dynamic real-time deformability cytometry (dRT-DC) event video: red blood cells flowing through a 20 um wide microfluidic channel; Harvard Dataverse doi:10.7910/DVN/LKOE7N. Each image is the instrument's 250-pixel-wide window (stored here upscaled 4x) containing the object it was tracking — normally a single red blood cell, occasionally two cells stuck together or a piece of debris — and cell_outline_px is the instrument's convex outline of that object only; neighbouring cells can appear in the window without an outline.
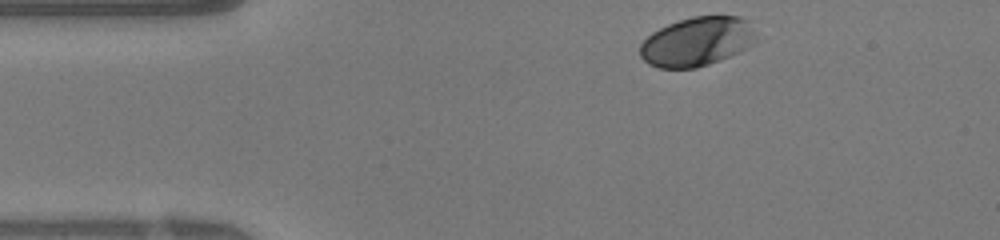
{"species": "human", "species_latin": "Homo sapiens", "temperature_condition": "warm", "stored_images_in_passage": 33, "camera_frame_rate_fps": 3000, "um_per_image_px": 0.085, "donor": {"sex": "female"}, "frame": {"image": 1, "passage_image": 1, "time_ms": 0.0, "image_size_px": [1000, 240], "cell_outline_px": [[756, 36], [748, 48], [740, 52], [720, 60], [696, 68], [656, 68], [648, 64], [640, 56], [640, 44], [652, 32], [668, 24], [692, 16], [740, 16], [748, 20]], "centroid_in_image_um": [59.23, 3.54], "position_along_channel_um": 25.8, "area_um2": 33.23}}
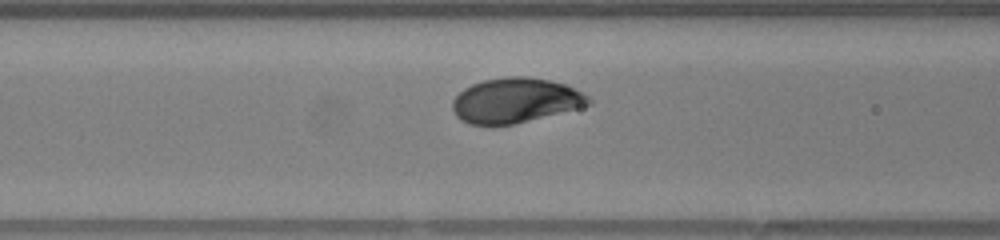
{"frame": {"image": 2, "passage_image": 12, "time_ms": 3.667, "image_size_px": [1000, 240], "cell_outline_px": [[592, 104], [512, 124], [468, 124], [460, 120], [456, 116], [452, 108], [452, 100], [464, 88], [472, 84], [484, 80], [504, 76], [528, 76], [548, 80], [564, 84], [588, 96], [592, 100]], "centroid_in_image_um": [43.76, 8.52], "position_along_channel_um": 122.8, "area_um2": 35.14}}
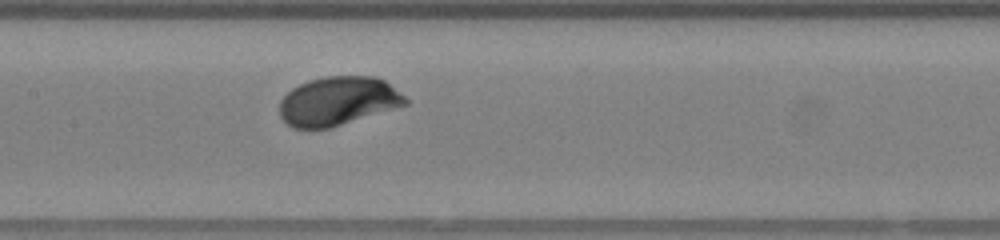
{"frame": {"image": 3, "passage_image": 16, "time_ms": 5.0, "image_size_px": [1000, 240], "cell_outline_px": [[408, 104], [328, 128], [292, 128], [280, 116], [280, 100], [292, 88], [308, 80], [324, 76], [376, 76], [384, 80], [404, 96], [408, 100]], "centroid_in_image_um": [28.71, 8.58], "position_along_channel_um": 178.7, "area_um2": 35.43}, "authors_computed_cell_mechanics": {"area_um2": 35.258, "velocity_mm_per_s": 4.2074, "shape_relaxation_time_tau1_ms": 1.9153, "shape_relaxation_time_tau2_ms": null, "deformation_change_tau1": 0.1309, "deformation_change_tau2": null}}